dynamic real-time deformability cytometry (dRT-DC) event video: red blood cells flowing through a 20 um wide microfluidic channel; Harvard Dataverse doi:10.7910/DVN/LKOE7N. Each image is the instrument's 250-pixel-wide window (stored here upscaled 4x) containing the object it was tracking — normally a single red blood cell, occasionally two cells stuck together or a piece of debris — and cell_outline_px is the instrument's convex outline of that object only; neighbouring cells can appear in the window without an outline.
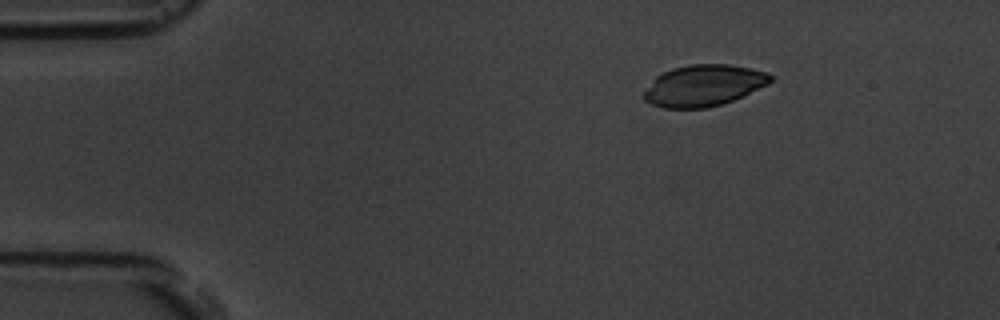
{"species": "common noctule bat (a hibernating species)", "species_latin": "Nyctalus noctula", "temperature_condition": "room temperature", "stored_images_in_passage": 6, "camera_frame_rate_fps": 3000, "um_per_image_px": 0.085, "animal": {"sex": "male", "body_mass_g": 19.5, "forearm_length_mm": 54.6}, "frame": {"image": 1, "passage_image": 2, "time_ms": 1.333, "image_size_px": [1000, 320], "cell_outline_px": [[772, 80], [768, 84], [732, 100], [708, 108], [664, 108], [652, 104], [644, 100], [644, 92], [656, 76], [672, 68], [688, 64], [728, 64], [752, 68], [768, 72], [772, 76]], "centroid_in_image_um": [59.81, 7.26], "position_along_channel_um": 25.2, "area_um2": 30.35}}